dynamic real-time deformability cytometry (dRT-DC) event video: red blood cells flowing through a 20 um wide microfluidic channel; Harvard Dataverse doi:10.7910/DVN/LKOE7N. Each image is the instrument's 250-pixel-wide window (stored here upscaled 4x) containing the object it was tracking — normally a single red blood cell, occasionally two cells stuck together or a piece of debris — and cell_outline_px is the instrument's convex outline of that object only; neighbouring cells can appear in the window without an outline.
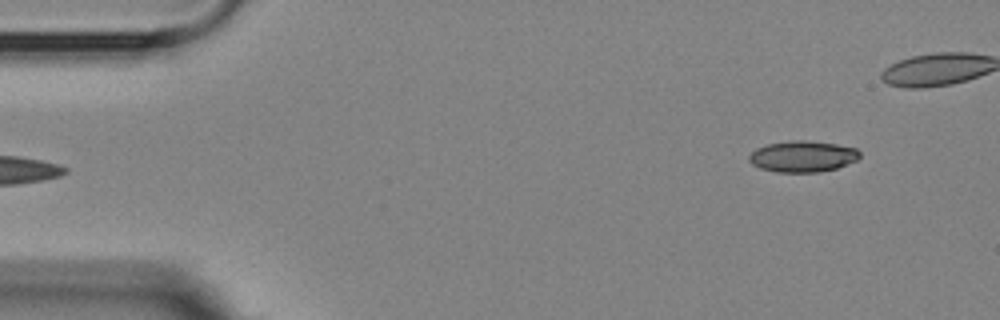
{"species": "Egyptian fruit bat (a non-hibernating species)", "species_latin": "Rousettus aegyptiacus", "temperature_condition": "room temperature", "stored_images_in_passage": 4, "segment_of_instrument_passage": [2, 2], "camera_frame_rate_fps": 3000, "um_per_image_px": 0.085, "animal": {"sex": "female"}, "frame": {"image": 1, "passage_image": 4, "time_ms": 4.333, "image_size_px": [1000, 320], "cell_outline_px": [[860, 156], [856, 160], [836, 168], [816, 172], [776, 172], [760, 168], [752, 164], [748, 160], [748, 156], [756, 148], [768, 144], [792, 140], [804, 140], [836, 144], [856, 148], [860, 152]], "centroid_in_image_um": [68.2, 13.29], "position_along_channel_um": 16.8, "area_um2": 20.0}}